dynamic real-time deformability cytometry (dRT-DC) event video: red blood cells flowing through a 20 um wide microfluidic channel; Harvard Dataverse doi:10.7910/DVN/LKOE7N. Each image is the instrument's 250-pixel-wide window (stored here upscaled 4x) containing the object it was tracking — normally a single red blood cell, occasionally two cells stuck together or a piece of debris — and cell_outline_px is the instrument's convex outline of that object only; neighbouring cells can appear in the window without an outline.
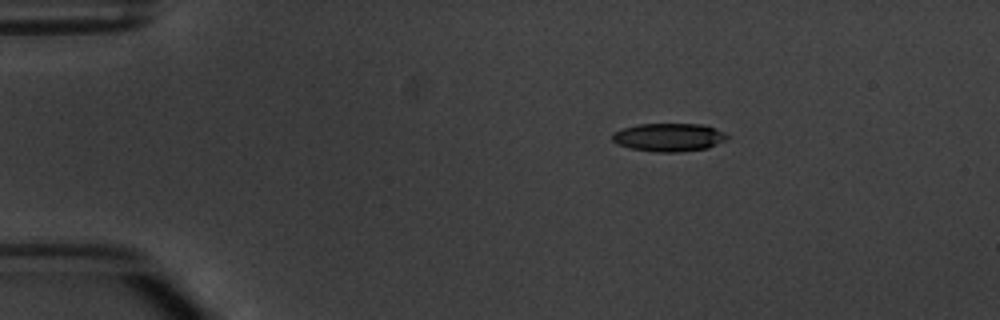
{"species": "common noctule bat (a hibernating species)", "species_latin": "Nyctalus noctula", "temperature_condition": "warm", "stored_images_in_passage": 3, "camera_frame_rate_fps": 3000, "um_per_image_px": 0.085, "animal": {"sex": "male", "body_mass_g": 20.1, "forearm_length_mm": 53.5}, "frame": {"image": 1, "passage_image": 1, "time_ms": 0.0, "image_size_px": [1000, 320], "cell_outline_px": [[728, 140], [708, 148], [676, 152], [656, 152], [632, 148], [616, 144], [612, 140], [612, 132], [624, 128], [640, 124], [704, 124], [716, 128], [724, 132], [728, 136]], "centroid_in_image_um": [56.88, 11.67], "position_along_channel_um": 28.1, "area_um2": 18.96}}